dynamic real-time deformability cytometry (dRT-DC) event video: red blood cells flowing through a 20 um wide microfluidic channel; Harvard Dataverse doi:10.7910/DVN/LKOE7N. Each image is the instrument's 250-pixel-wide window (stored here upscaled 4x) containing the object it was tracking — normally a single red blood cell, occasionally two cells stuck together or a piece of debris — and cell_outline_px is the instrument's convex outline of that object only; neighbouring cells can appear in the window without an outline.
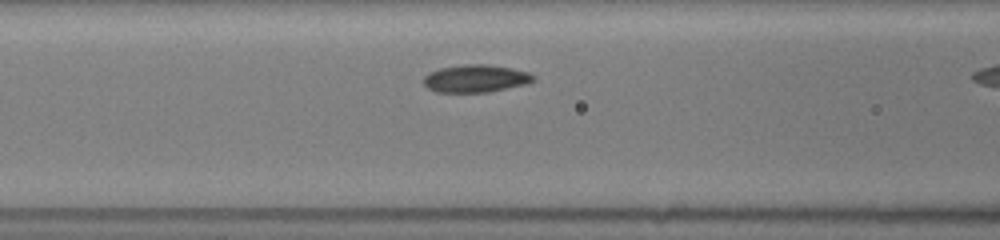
{"species": "common noctule bat (a hibernating species)", "species_latin": "Nyctalus noctula", "temperature_condition": "room temperature", "stored_images_in_passage": 11, "camera_frame_rate_fps": 3000, "um_per_image_px": 0.085, "animal": {"sex": "female", "body_mass_g": 19.5, "forearm_length_mm": 54.1}, "frame": {"image": 1, "passage_image": 9, "time_ms": 1.667, "image_size_px": [1000, 240], "cell_outline_px": [[536, 80], [528, 84], [488, 92], [436, 92], [428, 88], [424, 84], [424, 76], [428, 72], [440, 68], [464, 64], [488, 64], [512, 68], [528, 72], [536, 76]], "centroid_in_image_um": [40.46, 6.67], "position_along_channel_um": 126.1, "area_um2": 17.86}}